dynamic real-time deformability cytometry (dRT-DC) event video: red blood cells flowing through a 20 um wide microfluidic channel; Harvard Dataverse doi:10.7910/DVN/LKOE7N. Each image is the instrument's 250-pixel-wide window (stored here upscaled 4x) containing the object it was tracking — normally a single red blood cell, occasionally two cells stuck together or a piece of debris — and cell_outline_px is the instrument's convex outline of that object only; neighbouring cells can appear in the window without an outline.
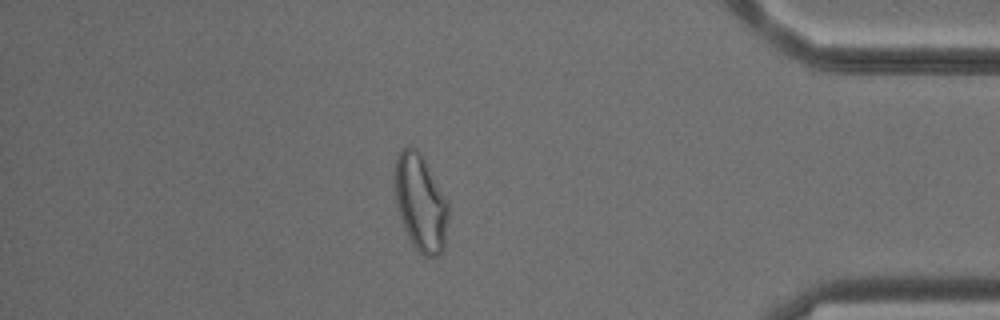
{"species": "common noctule bat (a hibernating species)", "species_latin": "Nyctalus noctula", "temperature_condition": "cold", "stored_images_in_passage": 51, "camera_frame_rate_fps": 3000, "um_per_image_px": 0.085, "animal": {"sex": "male", "body_mass_g": 18.8}, "frame": {"image": 1, "passage_image": 44, "time_ms": 14.333, "image_size_px": [1000, 320], "cell_outline_px": [[448, 216], [444, 248], [436, 256], [424, 256], [412, 244], [408, 236], [400, 216], [396, 200], [396, 156], [400, 148], [416, 148], [420, 152], [448, 200]], "centroid_in_image_um": [35.77, 17.23], "position_along_channel_um": 399.4, "area_um2": 29.71}, "authors_computed_cell_mechanics": {"area_um2": 29.8248, "velocity_mm_per_s": 3.8725, "shape_relaxation_time_tau1_ms": null, "shape_relaxation_time_tau2_ms": 1.4199, "deformation_change_tau1": null, "deformation_change_tau2": 0.0766}}